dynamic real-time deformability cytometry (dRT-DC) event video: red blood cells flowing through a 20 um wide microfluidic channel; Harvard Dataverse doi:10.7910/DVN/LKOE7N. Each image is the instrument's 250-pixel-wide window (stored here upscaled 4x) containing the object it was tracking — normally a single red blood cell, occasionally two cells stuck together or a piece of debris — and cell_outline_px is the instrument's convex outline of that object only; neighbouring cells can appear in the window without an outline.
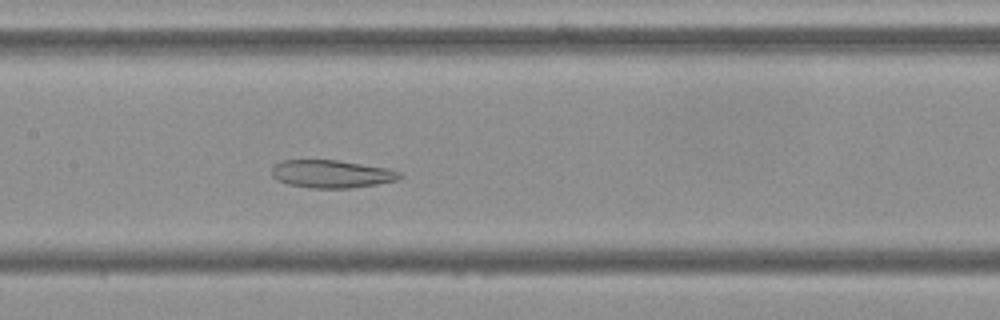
{"species": "Egyptian fruit bat (a non-hibernating species)", "species_latin": "Rousettus aegyptiacus", "temperature_condition": "cold", "stored_images_in_passage": 52, "camera_frame_rate_fps": 3000, "um_per_image_px": 0.085, "frame": {"image": 1, "passage_image": 24, "time_ms": 7.667, "image_size_px": [1000, 320], "cell_outline_px": [[404, 176], [396, 180], [376, 184], [348, 188], [312, 188], [288, 184], [276, 180], [272, 176], [272, 168], [276, 164], [284, 160], [340, 160], [388, 168], [400, 172]], "centroid_in_image_um": [28.19, 14.78], "position_along_channel_um": 179.2, "area_um2": 20.75}}
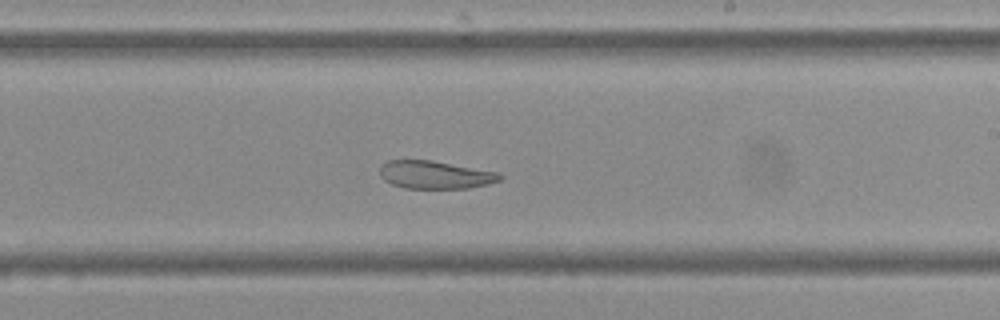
{"frame": {"image": 2, "passage_image": 30, "time_ms": 9.667, "image_size_px": [1000, 320], "cell_outline_px": [[504, 176], [500, 180], [488, 184], [468, 188], [404, 188], [392, 184], [384, 180], [380, 176], [380, 164], [388, 160], [432, 160], [500, 172]], "centroid_in_image_um": [36.99, 14.85], "position_along_channel_um": 252.0, "area_um2": 19.71}}
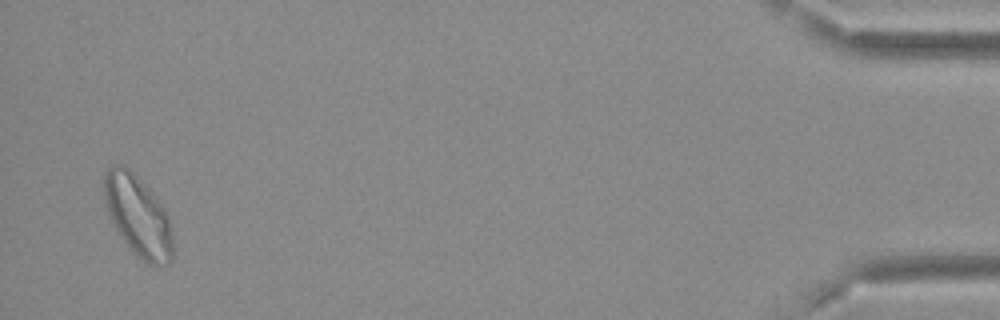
{"frame": {"image": 3, "passage_image": 51, "time_ms": 16.667, "image_size_px": [1000, 320], "cell_outline_px": [[172, 260], [168, 264], [148, 264], [136, 256], [132, 252], [120, 236], [104, 204], [104, 172], [112, 164], [124, 164], [152, 192], [164, 208], [168, 216], [172, 228]], "centroid_in_image_um": [11.72, 18.34], "position_along_channel_um": 423.5, "area_um2": 32.37}, "authors_computed_cell_mechanics": {"area_um2": 26.4724, "velocity_mm_per_s": 3.6494, "shape_relaxation_time_tau1_ms": null, "shape_relaxation_time_tau2_ms": 9.6106, "deformation_change_tau1": null, "deformation_change_tau2": 0.1569}}